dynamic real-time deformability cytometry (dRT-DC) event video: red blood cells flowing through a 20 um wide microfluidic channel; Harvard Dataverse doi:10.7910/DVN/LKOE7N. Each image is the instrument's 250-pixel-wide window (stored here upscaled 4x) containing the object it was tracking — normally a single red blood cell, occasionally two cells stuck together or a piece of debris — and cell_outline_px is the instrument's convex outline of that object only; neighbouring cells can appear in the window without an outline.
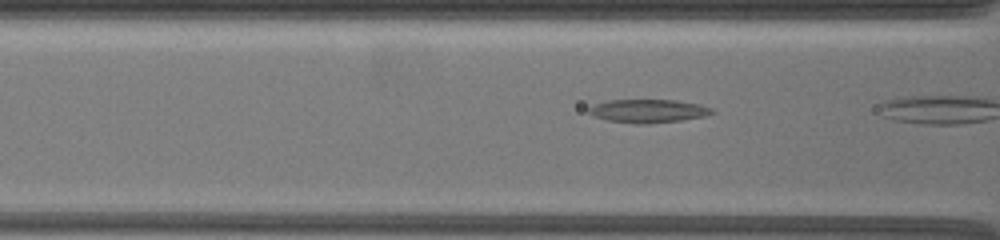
{"species": "common noctule bat (a hibernating species)", "species_latin": "Nyctalus noctula", "temperature_condition": "warm", "stored_images_in_passage": 10, "camera_frame_rate_fps": 3000, "um_per_image_px": 0.085, "animal": {"sex": "female", "body_mass_g": 19.5, "forearm_length_mm": 54.1}, "frame": {"image": 1, "passage_image": 6, "time_ms": 3.0, "image_size_px": [1000, 240], "cell_outline_px": [[716, 112], [704, 116], [680, 120], [648, 124], [636, 124], [608, 120], [596, 116], [588, 112], [588, 108], [596, 104], [608, 100], [676, 100], [700, 104], [712, 108]], "centroid_in_image_um": [55.13, 9.43], "position_along_channel_um": 111.5, "area_um2": 16.65}}